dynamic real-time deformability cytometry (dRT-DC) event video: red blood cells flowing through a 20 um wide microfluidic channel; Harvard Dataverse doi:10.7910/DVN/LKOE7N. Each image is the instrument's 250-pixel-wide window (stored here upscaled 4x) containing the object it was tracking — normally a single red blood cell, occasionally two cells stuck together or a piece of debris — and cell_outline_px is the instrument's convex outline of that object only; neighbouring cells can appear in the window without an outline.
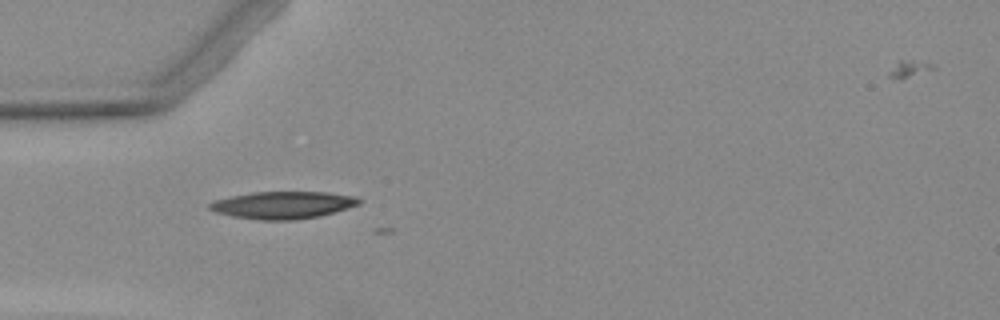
{"species": "Egyptian fruit bat (a non-hibernating species)", "species_latin": "Rousettus aegyptiacus", "temperature_condition": "warm", "stored_images_in_passage": 2, "camera_frame_rate_fps": 3000, "um_per_image_px": 0.085, "animal": {"sex": "female"}, "frame": {"image": 1, "passage_image": 1, "time_ms": 0.0, "image_size_px": [1000, 320], "cell_outline_px": [[364, 200], [360, 204], [320, 216], [296, 220], [260, 220], [232, 216], [216, 212], [208, 208], [208, 204], [212, 200], [252, 192], [328, 192], [356, 196]], "centroid_in_image_um": [24.06, 17.42], "position_along_channel_um": 60.9, "area_um2": 23.93}}
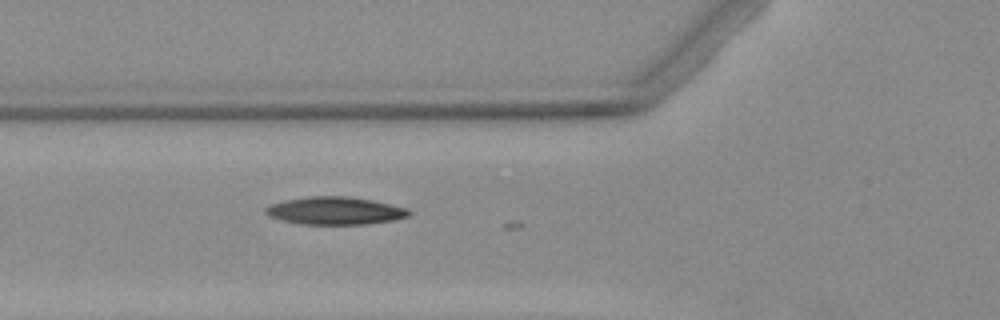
{"frame": {"image": 2, "passage_image": 2, "time_ms": 1.0, "image_size_px": [1000, 320], "cell_outline_px": [[412, 212], [408, 216], [396, 220], [368, 224], [300, 224], [280, 220], [264, 212], [264, 208], [272, 204], [284, 200], [308, 196], [348, 196], [372, 200], [408, 208]], "centroid_in_image_um": [28.5, 17.91], "position_along_channel_um": 97.3, "area_um2": 23.24}}